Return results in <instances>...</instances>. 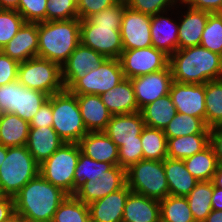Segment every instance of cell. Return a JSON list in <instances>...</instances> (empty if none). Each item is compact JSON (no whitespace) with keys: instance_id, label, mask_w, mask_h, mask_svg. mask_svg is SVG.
I'll use <instances>...</instances> for the list:
<instances>
[{"instance_id":"obj_1","label":"cell","mask_w":222,"mask_h":222,"mask_svg":"<svg viewBox=\"0 0 222 222\" xmlns=\"http://www.w3.org/2000/svg\"><path fill=\"white\" fill-rule=\"evenodd\" d=\"M126 0H122L85 20H80V43L106 58L119 59L123 49L120 26Z\"/></svg>"},{"instance_id":"obj_2","label":"cell","mask_w":222,"mask_h":222,"mask_svg":"<svg viewBox=\"0 0 222 222\" xmlns=\"http://www.w3.org/2000/svg\"><path fill=\"white\" fill-rule=\"evenodd\" d=\"M168 65L179 83L205 84L222 78V56L201 45L178 49L169 56Z\"/></svg>"},{"instance_id":"obj_3","label":"cell","mask_w":222,"mask_h":222,"mask_svg":"<svg viewBox=\"0 0 222 222\" xmlns=\"http://www.w3.org/2000/svg\"><path fill=\"white\" fill-rule=\"evenodd\" d=\"M67 195L39 174L14 196L15 212L31 222H51Z\"/></svg>"},{"instance_id":"obj_4","label":"cell","mask_w":222,"mask_h":222,"mask_svg":"<svg viewBox=\"0 0 222 222\" xmlns=\"http://www.w3.org/2000/svg\"><path fill=\"white\" fill-rule=\"evenodd\" d=\"M80 44V19L38 22L37 57L62 67Z\"/></svg>"},{"instance_id":"obj_5","label":"cell","mask_w":222,"mask_h":222,"mask_svg":"<svg viewBox=\"0 0 222 222\" xmlns=\"http://www.w3.org/2000/svg\"><path fill=\"white\" fill-rule=\"evenodd\" d=\"M40 165L26 145L7 147V155L0 165V188L4 196L14 197L21 188L39 175Z\"/></svg>"},{"instance_id":"obj_6","label":"cell","mask_w":222,"mask_h":222,"mask_svg":"<svg viewBox=\"0 0 222 222\" xmlns=\"http://www.w3.org/2000/svg\"><path fill=\"white\" fill-rule=\"evenodd\" d=\"M126 184L137 194L162 200L169 194L164 161L142 159L126 169Z\"/></svg>"},{"instance_id":"obj_7","label":"cell","mask_w":222,"mask_h":222,"mask_svg":"<svg viewBox=\"0 0 222 222\" xmlns=\"http://www.w3.org/2000/svg\"><path fill=\"white\" fill-rule=\"evenodd\" d=\"M53 129L65 143H79L88 133L76 95L68 90L52 94Z\"/></svg>"},{"instance_id":"obj_8","label":"cell","mask_w":222,"mask_h":222,"mask_svg":"<svg viewBox=\"0 0 222 222\" xmlns=\"http://www.w3.org/2000/svg\"><path fill=\"white\" fill-rule=\"evenodd\" d=\"M79 143H63L40 164L39 174L68 195H74V173L80 156Z\"/></svg>"},{"instance_id":"obj_9","label":"cell","mask_w":222,"mask_h":222,"mask_svg":"<svg viewBox=\"0 0 222 222\" xmlns=\"http://www.w3.org/2000/svg\"><path fill=\"white\" fill-rule=\"evenodd\" d=\"M17 80L23 86L49 96L65 90L61 66L40 57L19 62Z\"/></svg>"},{"instance_id":"obj_10","label":"cell","mask_w":222,"mask_h":222,"mask_svg":"<svg viewBox=\"0 0 222 222\" xmlns=\"http://www.w3.org/2000/svg\"><path fill=\"white\" fill-rule=\"evenodd\" d=\"M49 95L23 86L18 80L0 86V113H13L30 122Z\"/></svg>"},{"instance_id":"obj_11","label":"cell","mask_w":222,"mask_h":222,"mask_svg":"<svg viewBox=\"0 0 222 222\" xmlns=\"http://www.w3.org/2000/svg\"><path fill=\"white\" fill-rule=\"evenodd\" d=\"M125 79L121 63L116 58H106L97 69L78 79L68 91L72 94L100 95Z\"/></svg>"},{"instance_id":"obj_12","label":"cell","mask_w":222,"mask_h":222,"mask_svg":"<svg viewBox=\"0 0 222 222\" xmlns=\"http://www.w3.org/2000/svg\"><path fill=\"white\" fill-rule=\"evenodd\" d=\"M125 78L154 73L165 69L169 56L155 47L123 50L119 58Z\"/></svg>"},{"instance_id":"obj_13","label":"cell","mask_w":222,"mask_h":222,"mask_svg":"<svg viewBox=\"0 0 222 222\" xmlns=\"http://www.w3.org/2000/svg\"><path fill=\"white\" fill-rule=\"evenodd\" d=\"M151 16L136 11L125 5L120 34L124 50L145 48L152 46Z\"/></svg>"},{"instance_id":"obj_14","label":"cell","mask_w":222,"mask_h":222,"mask_svg":"<svg viewBox=\"0 0 222 222\" xmlns=\"http://www.w3.org/2000/svg\"><path fill=\"white\" fill-rule=\"evenodd\" d=\"M133 85L138 109L169 94L173 81L169 65L158 72L130 79Z\"/></svg>"},{"instance_id":"obj_15","label":"cell","mask_w":222,"mask_h":222,"mask_svg":"<svg viewBox=\"0 0 222 222\" xmlns=\"http://www.w3.org/2000/svg\"><path fill=\"white\" fill-rule=\"evenodd\" d=\"M169 95L177 113L201 118L205 122V84L172 81Z\"/></svg>"},{"instance_id":"obj_16","label":"cell","mask_w":222,"mask_h":222,"mask_svg":"<svg viewBox=\"0 0 222 222\" xmlns=\"http://www.w3.org/2000/svg\"><path fill=\"white\" fill-rule=\"evenodd\" d=\"M125 184L126 170L119 165H115L105 171L95 182L89 180L83 183L74 195L85 204H90L121 189Z\"/></svg>"},{"instance_id":"obj_17","label":"cell","mask_w":222,"mask_h":222,"mask_svg":"<svg viewBox=\"0 0 222 222\" xmlns=\"http://www.w3.org/2000/svg\"><path fill=\"white\" fill-rule=\"evenodd\" d=\"M105 59L103 54L80 43L61 67L65 90L91 70L97 69Z\"/></svg>"},{"instance_id":"obj_18","label":"cell","mask_w":222,"mask_h":222,"mask_svg":"<svg viewBox=\"0 0 222 222\" xmlns=\"http://www.w3.org/2000/svg\"><path fill=\"white\" fill-rule=\"evenodd\" d=\"M145 127L142 113L112 115L104 133L117 145L141 141V132Z\"/></svg>"},{"instance_id":"obj_19","label":"cell","mask_w":222,"mask_h":222,"mask_svg":"<svg viewBox=\"0 0 222 222\" xmlns=\"http://www.w3.org/2000/svg\"><path fill=\"white\" fill-rule=\"evenodd\" d=\"M131 192L125 184L121 189L88 204L91 222H122L125 203Z\"/></svg>"},{"instance_id":"obj_20","label":"cell","mask_w":222,"mask_h":222,"mask_svg":"<svg viewBox=\"0 0 222 222\" xmlns=\"http://www.w3.org/2000/svg\"><path fill=\"white\" fill-rule=\"evenodd\" d=\"M0 51L18 62L37 57L38 23L25 22Z\"/></svg>"},{"instance_id":"obj_21","label":"cell","mask_w":222,"mask_h":222,"mask_svg":"<svg viewBox=\"0 0 222 222\" xmlns=\"http://www.w3.org/2000/svg\"><path fill=\"white\" fill-rule=\"evenodd\" d=\"M77 97L83 123L88 132L104 131L112 114L99 95L74 94Z\"/></svg>"},{"instance_id":"obj_22","label":"cell","mask_w":222,"mask_h":222,"mask_svg":"<svg viewBox=\"0 0 222 222\" xmlns=\"http://www.w3.org/2000/svg\"><path fill=\"white\" fill-rule=\"evenodd\" d=\"M79 145L81 152L91 159L119 165L118 147L104 131L88 132Z\"/></svg>"},{"instance_id":"obj_23","label":"cell","mask_w":222,"mask_h":222,"mask_svg":"<svg viewBox=\"0 0 222 222\" xmlns=\"http://www.w3.org/2000/svg\"><path fill=\"white\" fill-rule=\"evenodd\" d=\"M64 141L53 127H30L26 147L40 165L48 159Z\"/></svg>"},{"instance_id":"obj_24","label":"cell","mask_w":222,"mask_h":222,"mask_svg":"<svg viewBox=\"0 0 222 222\" xmlns=\"http://www.w3.org/2000/svg\"><path fill=\"white\" fill-rule=\"evenodd\" d=\"M112 115L139 112L133 85L129 78H125L114 88L99 95Z\"/></svg>"},{"instance_id":"obj_25","label":"cell","mask_w":222,"mask_h":222,"mask_svg":"<svg viewBox=\"0 0 222 222\" xmlns=\"http://www.w3.org/2000/svg\"><path fill=\"white\" fill-rule=\"evenodd\" d=\"M178 24V49L200 45L202 33L211 13L188 8Z\"/></svg>"},{"instance_id":"obj_26","label":"cell","mask_w":222,"mask_h":222,"mask_svg":"<svg viewBox=\"0 0 222 222\" xmlns=\"http://www.w3.org/2000/svg\"><path fill=\"white\" fill-rule=\"evenodd\" d=\"M122 222H160L159 200L131 192L125 203Z\"/></svg>"},{"instance_id":"obj_27","label":"cell","mask_w":222,"mask_h":222,"mask_svg":"<svg viewBox=\"0 0 222 222\" xmlns=\"http://www.w3.org/2000/svg\"><path fill=\"white\" fill-rule=\"evenodd\" d=\"M152 46L170 56L178 50V25L173 20L161 16H151Z\"/></svg>"},{"instance_id":"obj_28","label":"cell","mask_w":222,"mask_h":222,"mask_svg":"<svg viewBox=\"0 0 222 222\" xmlns=\"http://www.w3.org/2000/svg\"><path fill=\"white\" fill-rule=\"evenodd\" d=\"M164 170L170 195L186 197L199 182L187 170L183 160L167 157Z\"/></svg>"},{"instance_id":"obj_29","label":"cell","mask_w":222,"mask_h":222,"mask_svg":"<svg viewBox=\"0 0 222 222\" xmlns=\"http://www.w3.org/2000/svg\"><path fill=\"white\" fill-rule=\"evenodd\" d=\"M30 124L13 113H0V144L6 147L24 146Z\"/></svg>"},{"instance_id":"obj_30","label":"cell","mask_w":222,"mask_h":222,"mask_svg":"<svg viewBox=\"0 0 222 222\" xmlns=\"http://www.w3.org/2000/svg\"><path fill=\"white\" fill-rule=\"evenodd\" d=\"M140 112L145 126L163 131L177 114L176 107L169 94L147 104Z\"/></svg>"},{"instance_id":"obj_31","label":"cell","mask_w":222,"mask_h":222,"mask_svg":"<svg viewBox=\"0 0 222 222\" xmlns=\"http://www.w3.org/2000/svg\"><path fill=\"white\" fill-rule=\"evenodd\" d=\"M209 145V134H193L167 138V157L184 160Z\"/></svg>"},{"instance_id":"obj_32","label":"cell","mask_w":222,"mask_h":222,"mask_svg":"<svg viewBox=\"0 0 222 222\" xmlns=\"http://www.w3.org/2000/svg\"><path fill=\"white\" fill-rule=\"evenodd\" d=\"M183 161L187 170L199 181H212L219 164L210 144L202 151Z\"/></svg>"},{"instance_id":"obj_33","label":"cell","mask_w":222,"mask_h":222,"mask_svg":"<svg viewBox=\"0 0 222 222\" xmlns=\"http://www.w3.org/2000/svg\"><path fill=\"white\" fill-rule=\"evenodd\" d=\"M212 181H199L186 196L195 222H204L212 211Z\"/></svg>"},{"instance_id":"obj_34","label":"cell","mask_w":222,"mask_h":222,"mask_svg":"<svg viewBox=\"0 0 222 222\" xmlns=\"http://www.w3.org/2000/svg\"><path fill=\"white\" fill-rule=\"evenodd\" d=\"M205 124L222 125V78L205 83Z\"/></svg>"},{"instance_id":"obj_35","label":"cell","mask_w":222,"mask_h":222,"mask_svg":"<svg viewBox=\"0 0 222 222\" xmlns=\"http://www.w3.org/2000/svg\"><path fill=\"white\" fill-rule=\"evenodd\" d=\"M166 138H175L193 134H210V128L198 117L177 113L164 129Z\"/></svg>"},{"instance_id":"obj_36","label":"cell","mask_w":222,"mask_h":222,"mask_svg":"<svg viewBox=\"0 0 222 222\" xmlns=\"http://www.w3.org/2000/svg\"><path fill=\"white\" fill-rule=\"evenodd\" d=\"M143 159L164 161L167 158V138L163 130L145 126L141 132Z\"/></svg>"},{"instance_id":"obj_37","label":"cell","mask_w":222,"mask_h":222,"mask_svg":"<svg viewBox=\"0 0 222 222\" xmlns=\"http://www.w3.org/2000/svg\"><path fill=\"white\" fill-rule=\"evenodd\" d=\"M159 204L160 222H195L186 197L168 195Z\"/></svg>"},{"instance_id":"obj_38","label":"cell","mask_w":222,"mask_h":222,"mask_svg":"<svg viewBox=\"0 0 222 222\" xmlns=\"http://www.w3.org/2000/svg\"><path fill=\"white\" fill-rule=\"evenodd\" d=\"M51 222H91L88 204L80 201L75 195H67Z\"/></svg>"},{"instance_id":"obj_39","label":"cell","mask_w":222,"mask_h":222,"mask_svg":"<svg viewBox=\"0 0 222 222\" xmlns=\"http://www.w3.org/2000/svg\"><path fill=\"white\" fill-rule=\"evenodd\" d=\"M112 166L111 163L93 160L80 152L74 173V194L83 183L89 180L95 182L97 178H100V176Z\"/></svg>"},{"instance_id":"obj_40","label":"cell","mask_w":222,"mask_h":222,"mask_svg":"<svg viewBox=\"0 0 222 222\" xmlns=\"http://www.w3.org/2000/svg\"><path fill=\"white\" fill-rule=\"evenodd\" d=\"M200 45L222 56V16L220 13L209 15Z\"/></svg>"},{"instance_id":"obj_41","label":"cell","mask_w":222,"mask_h":222,"mask_svg":"<svg viewBox=\"0 0 222 222\" xmlns=\"http://www.w3.org/2000/svg\"><path fill=\"white\" fill-rule=\"evenodd\" d=\"M24 23L23 17L15 9H0V50L17 34Z\"/></svg>"},{"instance_id":"obj_42","label":"cell","mask_w":222,"mask_h":222,"mask_svg":"<svg viewBox=\"0 0 222 222\" xmlns=\"http://www.w3.org/2000/svg\"><path fill=\"white\" fill-rule=\"evenodd\" d=\"M77 2L78 0H48L46 21L78 18Z\"/></svg>"},{"instance_id":"obj_43","label":"cell","mask_w":222,"mask_h":222,"mask_svg":"<svg viewBox=\"0 0 222 222\" xmlns=\"http://www.w3.org/2000/svg\"><path fill=\"white\" fill-rule=\"evenodd\" d=\"M48 0H19L15 9L25 22L38 23L46 21V7Z\"/></svg>"},{"instance_id":"obj_44","label":"cell","mask_w":222,"mask_h":222,"mask_svg":"<svg viewBox=\"0 0 222 222\" xmlns=\"http://www.w3.org/2000/svg\"><path fill=\"white\" fill-rule=\"evenodd\" d=\"M177 1L178 0H126V5L143 14L153 16L163 13L164 10H167V7L173 6Z\"/></svg>"},{"instance_id":"obj_45","label":"cell","mask_w":222,"mask_h":222,"mask_svg":"<svg viewBox=\"0 0 222 222\" xmlns=\"http://www.w3.org/2000/svg\"><path fill=\"white\" fill-rule=\"evenodd\" d=\"M119 166L128 169L131 165L143 159L141 141L125 143L118 149Z\"/></svg>"},{"instance_id":"obj_46","label":"cell","mask_w":222,"mask_h":222,"mask_svg":"<svg viewBox=\"0 0 222 222\" xmlns=\"http://www.w3.org/2000/svg\"><path fill=\"white\" fill-rule=\"evenodd\" d=\"M122 0H78L77 12L78 19L85 20L92 15L108 8Z\"/></svg>"},{"instance_id":"obj_47","label":"cell","mask_w":222,"mask_h":222,"mask_svg":"<svg viewBox=\"0 0 222 222\" xmlns=\"http://www.w3.org/2000/svg\"><path fill=\"white\" fill-rule=\"evenodd\" d=\"M19 62L0 51V86L17 80Z\"/></svg>"},{"instance_id":"obj_48","label":"cell","mask_w":222,"mask_h":222,"mask_svg":"<svg viewBox=\"0 0 222 222\" xmlns=\"http://www.w3.org/2000/svg\"><path fill=\"white\" fill-rule=\"evenodd\" d=\"M30 127H52L53 115H52V95L48 100L39 108L38 112L34 115L29 122Z\"/></svg>"},{"instance_id":"obj_49","label":"cell","mask_w":222,"mask_h":222,"mask_svg":"<svg viewBox=\"0 0 222 222\" xmlns=\"http://www.w3.org/2000/svg\"><path fill=\"white\" fill-rule=\"evenodd\" d=\"M180 2L188 4L187 8L204 10L211 14L222 11V0H181Z\"/></svg>"},{"instance_id":"obj_50","label":"cell","mask_w":222,"mask_h":222,"mask_svg":"<svg viewBox=\"0 0 222 222\" xmlns=\"http://www.w3.org/2000/svg\"><path fill=\"white\" fill-rule=\"evenodd\" d=\"M209 144L213 148L218 163H222V125L210 128Z\"/></svg>"},{"instance_id":"obj_51","label":"cell","mask_w":222,"mask_h":222,"mask_svg":"<svg viewBox=\"0 0 222 222\" xmlns=\"http://www.w3.org/2000/svg\"><path fill=\"white\" fill-rule=\"evenodd\" d=\"M14 207V197L3 196L0 198V222L5 221L13 212Z\"/></svg>"},{"instance_id":"obj_52","label":"cell","mask_w":222,"mask_h":222,"mask_svg":"<svg viewBox=\"0 0 222 222\" xmlns=\"http://www.w3.org/2000/svg\"><path fill=\"white\" fill-rule=\"evenodd\" d=\"M212 210H222V189L213 185Z\"/></svg>"},{"instance_id":"obj_53","label":"cell","mask_w":222,"mask_h":222,"mask_svg":"<svg viewBox=\"0 0 222 222\" xmlns=\"http://www.w3.org/2000/svg\"><path fill=\"white\" fill-rule=\"evenodd\" d=\"M213 185L222 189V163H219L212 179Z\"/></svg>"},{"instance_id":"obj_54","label":"cell","mask_w":222,"mask_h":222,"mask_svg":"<svg viewBox=\"0 0 222 222\" xmlns=\"http://www.w3.org/2000/svg\"><path fill=\"white\" fill-rule=\"evenodd\" d=\"M204 222H222V210H212Z\"/></svg>"},{"instance_id":"obj_55","label":"cell","mask_w":222,"mask_h":222,"mask_svg":"<svg viewBox=\"0 0 222 222\" xmlns=\"http://www.w3.org/2000/svg\"><path fill=\"white\" fill-rule=\"evenodd\" d=\"M19 0H0V9H16Z\"/></svg>"},{"instance_id":"obj_56","label":"cell","mask_w":222,"mask_h":222,"mask_svg":"<svg viewBox=\"0 0 222 222\" xmlns=\"http://www.w3.org/2000/svg\"><path fill=\"white\" fill-rule=\"evenodd\" d=\"M3 222H26V219L19 213L13 212L5 221Z\"/></svg>"},{"instance_id":"obj_57","label":"cell","mask_w":222,"mask_h":222,"mask_svg":"<svg viewBox=\"0 0 222 222\" xmlns=\"http://www.w3.org/2000/svg\"><path fill=\"white\" fill-rule=\"evenodd\" d=\"M7 155V147L0 144V165L3 163Z\"/></svg>"},{"instance_id":"obj_58","label":"cell","mask_w":222,"mask_h":222,"mask_svg":"<svg viewBox=\"0 0 222 222\" xmlns=\"http://www.w3.org/2000/svg\"><path fill=\"white\" fill-rule=\"evenodd\" d=\"M3 196H4V194L2 193L1 188H0V198Z\"/></svg>"}]
</instances>
